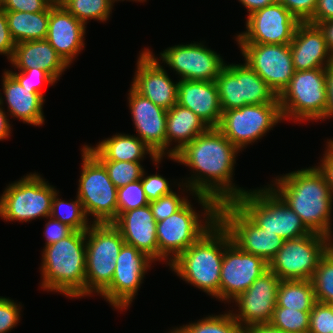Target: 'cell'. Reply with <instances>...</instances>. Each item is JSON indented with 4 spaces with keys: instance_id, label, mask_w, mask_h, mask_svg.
<instances>
[{
    "instance_id": "cell-42",
    "label": "cell",
    "mask_w": 333,
    "mask_h": 333,
    "mask_svg": "<svg viewBox=\"0 0 333 333\" xmlns=\"http://www.w3.org/2000/svg\"><path fill=\"white\" fill-rule=\"evenodd\" d=\"M20 72H9L18 80V82L28 89H34L38 94L41 92L42 85H53L56 81L44 70L33 68L27 70H19Z\"/></svg>"
},
{
    "instance_id": "cell-1",
    "label": "cell",
    "mask_w": 333,
    "mask_h": 333,
    "mask_svg": "<svg viewBox=\"0 0 333 333\" xmlns=\"http://www.w3.org/2000/svg\"><path fill=\"white\" fill-rule=\"evenodd\" d=\"M239 151L217 128H209L171 159L189 166L195 173V177L191 175L190 180L184 183L186 190L192 191L193 196L205 195L221 204L234 202L247 192L231 181Z\"/></svg>"
},
{
    "instance_id": "cell-26",
    "label": "cell",
    "mask_w": 333,
    "mask_h": 333,
    "mask_svg": "<svg viewBox=\"0 0 333 333\" xmlns=\"http://www.w3.org/2000/svg\"><path fill=\"white\" fill-rule=\"evenodd\" d=\"M177 83V104L189 108L209 128H217L221 120L222 109L216 82L180 79Z\"/></svg>"
},
{
    "instance_id": "cell-50",
    "label": "cell",
    "mask_w": 333,
    "mask_h": 333,
    "mask_svg": "<svg viewBox=\"0 0 333 333\" xmlns=\"http://www.w3.org/2000/svg\"><path fill=\"white\" fill-rule=\"evenodd\" d=\"M327 143L328 148L326 149L323 156L324 158H322V162L318 167L324 173L333 196V146L329 142Z\"/></svg>"
},
{
    "instance_id": "cell-5",
    "label": "cell",
    "mask_w": 333,
    "mask_h": 333,
    "mask_svg": "<svg viewBox=\"0 0 333 333\" xmlns=\"http://www.w3.org/2000/svg\"><path fill=\"white\" fill-rule=\"evenodd\" d=\"M195 196L205 210L203 215V218H206L205 224H202L200 214L193 210V205L189 201L176 213L156 223L158 260H169L168 265L217 221L218 204L208 196L200 194Z\"/></svg>"
},
{
    "instance_id": "cell-11",
    "label": "cell",
    "mask_w": 333,
    "mask_h": 333,
    "mask_svg": "<svg viewBox=\"0 0 333 333\" xmlns=\"http://www.w3.org/2000/svg\"><path fill=\"white\" fill-rule=\"evenodd\" d=\"M331 239L311 233L284 240L280 250L268 263L269 270L280 280H311L320 259L333 246Z\"/></svg>"
},
{
    "instance_id": "cell-48",
    "label": "cell",
    "mask_w": 333,
    "mask_h": 333,
    "mask_svg": "<svg viewBox=\"0 0 333 333\" xmlns=\"http://www.w3.org/2000/svg\"><path fill=\"white\" fill-rule=\"evenodd\" d=\"M15 45L9 31L6 12L0 7V54H5L10 61Z\"/></svg>"
},
{
    "instance_id": "cell-35",
    "label": "cell",
    "mask_w": 333,
    "mask_h": 333,
    "mask_svg": "<svg viewBox=\"0 0 333 333\" xmlns=\"http://www.w3.org/2000/svg\"><path fill=\"white\" fill-rule=\"evenodd\" d=\"M76 198L75 201L66 202L58 198V193L56 192L53 196L50 216L67 224L75 231H86L91 226V223L88 225L83 205L80 199Z\"/></svg>"
},
{
    "instance_id": "cell-21",
    "label": "cell",
    "mask_w": 333,
    "mask_h": 333,
    "mask_svg": "<svg viewBox=\"0 0 333 333\" xmlns=\"http://www.w3.org/2000/svg\"><path fill=\"white\" fill-rule=\"evenodd\" d=\"M157 59L149 49L140 53L131 87L155 105L169 110L177 104L178 83L171 81Z\"/></svg>"
},
{
    "instance_id": "cell-34",
    "label": "cell",
    "mask_w": 333,
    "mask_h": 333,
    "mask_svg": "<svg viewBox=\"0 0 333 333\" xmlns=\"http://www.w3.org/2000/svg\"><path fill=\"white\" fill-rule=\"evenodd\" d=\"M232 311L224 315H212L176 328L170 333H244V328L235 320Z\"/></svg>"
},
{
    "instance_id": "cell-4",
    "label": "cell",
    "mask_w": 333,
    "mask_h": 333,
    "mask_svg": "<svg viewBox=\"0 0 333 333\" xmlns=\"http://www.w3.org/2000/svg\"><path fill=\"white\" fill-rule=\"evenodd\" d=\"M42 254L41 288L60 292L66 297H84L86 231H74L70 236L45 246Z\"/></svg>"
},
{
    "instance_id": "cell-19",
    "label": "cell",
    "mask_w": 333,
    "mask_h": 333,
    "mask_svg": "<svg viewBox=\"0 0 333 333\" xmlns=\"http://www.w3.org/2000/svg\"><path fill=\"white\" fill-rule=\"evenodd\" d=\"M268 270V263L261 257L246 253L231 242L224 249L220 273V300H234Z\"/></svg>"
},
{
    "instance_id": "cell-32",
    "label": "cell",
    "mask_w": 333,
    "mask_h": 333,
    "mask_svg": "<svg viewBox=\"0 0 333 333\" xmlns=\"http://www.w3.org/2000/svg\"><path fill=\"white\" fill-rule=\"evenodd\" d=\"M311 280H281L277 292L276 307L299 311H311L316 303Z\"/></svg>"
},
{
    "instance_id": "cell-23",
    "label": "cell",
    "mask_w": 333,
    "mask_h": 333,
    "mask_svg": "<svg viewBox=\"0 0 333 333\" xmlns=\"http://www.w3.org/2000/svg\"><path fill=\"white\" fill-rule=\"evenodd\" d=\"M86 26L55 2L49 11L46 40L69 66L84 47Z\"/></svg>"
},
{
    "instance_id": "cell-41",
    "label": "cell",
    "mask_w": 333,
    "mask_h": 333,
    "mask_svg": "<svg viewBox=\"0 0 333 333\" xmlns=\"http://www.w3.org/2000/svg\"><path fill=\"white\" fill-rule=\"evenodd\" d=\"M179 196L180 195H177L175 192H172L168 195L161 196L157 200L149 202L151 212L157 222L176 213L188 202L187 198Z\"/></svg>"
},
{
    "instance_id": "cell-27",
    "label": "cell",
    "mask_w": 333,
    "mask_h": 333,
    "mask_svg": "<svg viewBox=\"0 0 333 333\" xmlns=\"http://www.w3.org/2000/svg\"><path fill=\"white\" fill-rule=\"evenodd\" d=\"M10 62L19 70H44L55 81L69 67L46 39L16 43Z\"/></svg>"
},
{
    "instance_id": "cell-20",
    "label": "cell",
    "mask_w": 333,
    "mask_h": 333,
    "mask_svg": "<svg viewBox=\"0 0 333 333\" xmlns=\"http://www.w3.org/2000/svg\"><path fill=\"white\" fill-rule=\"evenodd\" d=\"M280 281L275 273L268 270L234 299L240 311L232 315L244 329L271 322Z\"/></svg>"
},
{
    "instance_id": "cell-25",
    "label": "cell",
    "mask_w": 333,
    "mask_h": 333,
    "mask_svg": "<svg viewBox=\"0 0 333 333\" xmlns=\"http://www.w3.org/2000/svg\"><path fill=\"white\" fill-rule=\"evenodd\" d=\"M156 223L149 204L123 212L112 224L120 231L126 244L158 260Z\"/></svg>"
},
{
    "instance_id": "cell-44",
    "label": "cell",
    "mask_w": 333,
    "mask_h": 333,
    "mask_svg": "<svg viewBox=\"0 0 333 333\" xmlns=\"http://www.w3.org/2000/svg\"><path fill=\"white\" fill-rule=\"evenodd\" d=\"M142 175L141 183L144 189L145 196L149 202L153 200H157L161 196L168 195L172 193V189H170L169 182L166 178H163L159 174H154L150 176Z\"/></svg>"
},
{
    "instance_id": "cell-9",
    "label": "cell",
    "mask_w": 333,
    "mask_h": 333,
    "mask_svg": "<svg viewBox=\"0 0 333 333\" xmlns=\"http://www.w3.org/2000/svg\"><path fill=\"white\" fill-rule=\"evenodd\" d=\"M82 172L77 197L93 223H113L117 219V187L109 178L104 165L84 146Z\"/></svg>"
},
{
    "instance_id": "cell-14",
    "label": "cell",
    "mask_w": 333,
    "mask_h": 333,
    "mask_svg": "<svg viewBox=\"0 0 333 333\" xmlns=\"http://www.w3.org/2000/svg\"><path fill=\"white\" fill-rule=\"evenodd\" d=\"M217 220L242 251L269 263L282 247L283 238L258 227L234 202L218 204Z\"/></svg>"
},
{
    "instance_id": "cell-18",
    "label": "cell",
    "mask_w": 333,
    "mask_h": 333,
    "mask_svg": "<svg viewBox=\"0 0 333 333\" xmlns=\"http://www.w3.org/2000/svg\"><path fill=\"white\" fill-rule=\"evenodd\" d=\"M160 57L183 80L215 81L226 66L219 54L201 43L169 47Z\"/></svg>"
},
{
    "instance_id": "cell-45",
    "label": "cell",
    "mask_w": 333,
    "mask_h": 333,
    "mask_svg": "<svg viewBox=\"0 0 333 333\" xmlns=\"http://www.w3.org/2000/svg\"><path fill=\"white\" fill-rule=\"evenodd\" d=\"M20 306L13 300L0 297V333L11 331L20 320Z\"/></svg>"
},
{
    "instance_id": "cell-54",
    "label": "cell",
    "mask_w": 333,
    "mask_h": 333,
    "mask_svg": "<svg viewBox=\"0 0 333 333\" xmlns=\"http://www.w3.org/2000/svg\"><path fill=\"white\" fill-rule=\"evenodd\" d=\"M3 104L2 96L0 97V140L6 139L10 135L11 127L6 113L1 105Z\"/></svg>"
},
{
    "instance_id": "cell-39",
    "label": "cell",
    "mask_w": 333,
    "mask_h": 333,
    "mask_svg": "<svg viewBox=\"0 0 333 333\" xmlns=\"http://www.w3.org/2000/svg\"><path fill=\"white\" fill-rule=\"evenodd\" d=\"M147 200L141 179L117 188V218L131 209L147 206Z\"/></svg>"
},
{
    "instance_id": "cell-15",
    "label": "cell",
    "mask_w": 333,
    "mask_h": 333,
    "mask_svg": "<svg viewBox=\"0 0 333 333\" xmlns=\"http://www.w3.org/2000/svg\"><path fill=\"white\" fill-rule=\"evenodd\" d=\"M301 22L285 6L276 2L248 15L246 31L238 44H290Z\"/></svg>"
},
{
    "instance_id": "cell-24",
    "label": "cell",
    "mask_w": 333,
    "mask_h": 333,
    "mask_svg": "<svg viewBox=\"0 0 333 333\" xmlns=\"http://www.w3.org/2000/svg\"><path fill=\"white\" fill-rule=\"evenodd\" d=\"M289 46L295 71L326 68L333 62V53L318 25L301 22Z\"/></svg>"
},
{
    "instance_id": "cell-7",
    "label": "cell",
    "mask_w": 333,
    "mask_h": 333,
    "mask_svg": "<svg viewBox=\"0 0 333 333\" xmlns=\"http://www.w3.org/2000/svg\"><path fill=\"white\" fill-rule=\"evenodd\" d=\"M125 243L112 223L95 224L86 230L85 296L101 294L112 281L119 252Z\"/></svg>"
},
{
    "instance_id": "cell-17",
    "label": "cell",
    "mask_w": 333,
    "mask_h": 333,
    "mask_svg": "<svg viewBox=\"0 0 333 333\" xmlns=\"http://www.w3.org/2000/svg\"><path fill=\"white\" fill-rule=\"evenodd\" d=\"M152 262L145 253L124 243L116 260L111 284L100 295L116 309H126L136 296Z\"/></svg>"
},
{
    "instance_id": "cell-3",
    "label": "cell",
    "mask_w": 333,
    "mask_h": 333,
    "mask_svg": "<svg viewBox=\"0 0 333 333\" xmlns=\"http://www.w3.org/2000/svg\"><path fill=\"white\" fill-rule=\"evenodd\" d=\"M231 242L229 233L217 220L169 266L182 280L220 299V273L224 249Z\"/></svg>"
},
{
    "instance_id": "cell-56",
    "label": "cell",
    "mask_w": 333,
    "mask_h": 333,
    "mask_svg": "<svg viewBox=\"0 0 333 333\" xmlns=\"http://www.w3.org/2000/svg\"><path fill=\"white\" fill-rule=\"evenodd\" d=\"M123 1H124V0H123ZM132 1H133V0H132ZM134 1H140V2L142 1V2H143V1H146V0H134Z\"/></svg>"
},
{
    "instance_id": "cell-43",
    "label": "cell",
    "mask_w": 333,
    "mask_h": 333,
    "mask_svg": "<svg viewBox=\"0 0 333 333\" xmlns=\"http://www.w3.org/2000/svg\"><path fill=\"white\" fill-rule=\"evenodd\" d=\"M55 0H0V7L5 11L37 13L50 11Z\"/></svg>"
},
{
    "instance_id": "cell-31",
    "label": "cell",
    "mask_w": 333,
    "mask_h": 333,
    "mask_svg": "<svg viewBox=\"0 0 333 333\" xmlns=\"http://www.w3.org/2000/svg\"><path fill=\"white\" fill-rule=\"evenodd\" d=\"M5 12L9 31L15 43L46 39L49 26V11L37 13Z\"/></svg>"
},
{
    "instance_id": "cell-46",
    "label": "cell",
    "mask_w": 333,
    "mask_h": 333,
    "mask_svg": "<svg viewBox=\"0 0 333 333\" xmlns=\"http://www.w3.org/2000/svg\"><path fill=\"white\" fill-rule=\"evenodd\" d=\"M300 22H307L314 14L317 0H277Z\"/></svg>"
},
{
    "instance_id": "cell-51",
    "label": "cell",
    "mask_w": 333,
    "mask_h": 333,
    "mask_svg": "<svg viewBox=\"0 0 333 333\" xmlns=\"http://www.w3.org/2000/svg\"><path fill=\"white\" fill-rule=\"evenodd\" d=\"M327 86V108L324 119L333 116V62L325 68Z\"/></svg>"
},
{
    "instance_id": "cell-28",
    "label": "cell",
    "mask_w": 333,
    "mask_h": 333,
    "mask_svg": "<svg viewBox=\"0 0 333 333\" xmlns=\"http://www.w3.org/2000/svg\"><path fill=\"white\" fill-rule=\"evenodd\" d=\"M3 75V93L11 117H16L30 125H42L44 96L34 89L23 87L8 70Z\"/></svg>"
},
{
    "instance_id": "cell-36",
    "label": "cell",
    "mask_w": 333,
    "mask_h": 333,
    "mask_svg": "<svg viewBox=\"0 0 333 333\" xmlns=\"http://www.w3.org/2000/svg\"><path fill=\"white\" fill-rule=\"evenodd\" d=\"M311 282L316 301L333 305V246L320 259Z\"/></svg>"
},
{
    "instance_id": "cell-16",
    "label": "cell",
    "mask_w": 333,
    "mask_h": 333,
    "mask_svg": "<svg viewBox=\"0 0 333 333\" xmlns=\"http://www.w3.org/2000/svg\"><path fill=\"white\" fill-rule=\"evenodd\" d=\"M247 63L279 96L295 69L289 44H238Z\"/></svg>"
},
{
    "instance_id": "cell-29",
    "label": "cell",
    "mask_w": 333,
    "mask_h": 333,
    "mask_svg": "<svg viewBox=\"0 0 333 333\" xmlns=\"http://www.w3.org/2000/svg\"><path fill=\"white\" fill-rule=\"evenodd\" d=\"M209 127L189 108L179 104L167 110L166 119V151L172 141L178 145L169 149L168 157H173L185 145L192 142L198 135L207 131ZM174 139V140H173Z\"/></svg>"
},
{
    "instance_id": "cell-10",
    "label": "cell",
    "mask_w": 333,
    "mask_h": 333,
    "mask_svg": "<svg viewBox=\"0 0 333 333\" xmlns=\"http://www.w3.org/2000/svg\"><path fill=\"white\" fill-rule=\"evenodd\" d=\"M44 180L37 173H30L9 184L0 197V217L5 221L21 222L37 217L48 218L57 190Z\"/></svg>"
},
{
    "instance_id": "cell-8",
    "label": "cell",
    "mask_w": 333,
    "mask_h": 333,
    "mask_svg": "<svg viewBox=\"0 0 333 333\" xmlns=\"http://www.w3.org/2000/svg\"><path fill=\"white\" fill-rule=\"evenodd\" d=\"M278 100L285 120H323L327 108L325 68L295 71Z\"/></svg>"
},
{
    "instance_id": "cell-37",
    "label": "cell",
    "mask_w": 333,
    "mask_h": 333,
    "mask_svg": "<svg viewBox=\"0 0 333 333\" xmlns=\"http://www.w3.org/2000/svg\"><path fill=\"white\" fill-rule=\"evenodd\" d=\"M310 311H299L285 307H275L271 324L289 333L309 332Z\"/></svg>"
},
{
    "instance_id": "cell-52",
    "label": "cell",
    "mask_w": 333,
    "mask_h": 333,
    "mask_svg": "<svg viewBox=\"0 0 333 333\" xmlns=\"http://www.w3.org/2000/svg\"><path fill=\"white\" fill-rule=\"evenodd\" d=\"M244 333H289L274 327L271 323L254 324L244 329Z\"/></svg>"
},
{
    "instance_id": "cell-2",
    "label": "cell",
    "mask_w": 333,
    "mask_h": 333,
    "mask_svg": "<svg viewBox=\"0 0 333 333\" xmlns=\"http://www.w3.org/2000/svg\"><path fill=\"white\" fill-rule=\"evenodd\" d=\"M274 182L275 185L269 187L301 218L311 233L333 237L330 225L333 196L319 167L293 171Z\"/></svg>"
},
{
    "instance_id": "cell-55",
    "label": "cell",
    "mask_w": 333,
    "mask_h": 333,
    "mask_svg": "<svg viewBox=\"0 0 333 333\" xmlns=\"http://www.w3.org/2000/svg\"><path fill=\"white\" fill-rule=\"evenodd\" d=\"M325 35V40L330 51L333 53V19L318 24Z\"/></svg>"
},
{
    "instance_id": "cell-13",
    "label": "cell",
    "mask_w": 333,
    "mask_h": 333,
    "mask_svg": "<svg viewBox=\"0 0 333 333\" xmlns=\"http://www.w3.org/2000/svg\"><path fill=\"white\" fill-rule=\"evenodd\" d=\"M283 120L280 104H248L222 111L217 129L239 150L254 143Z\"/></svg>"
},
{
    "instance_id": "cell-22",
    "label": "cell",
    "mask_w": 333,
    "mask_h": 333,
    "mask_svg": "<svg viewBox=\"0 0 333 333\" xmlns=\"http://www.w3.org/2000/svg\"><path fill=\"white\" fill-rule=\"evenodd\" d=\"M129 107L140 138L158 157L166 155L167 110L130 88Z\"/></svg>"
},
{
    "instance_id": "cell-53",
    "label": "cell",
    "mask_w": 333,
    "mask_h": 333,
    "mask_svg": "<svg viewBox=\"0 0 333 333\" xmlns=\"http://www.w3.org/2000/svg\"><path fill=\"white\" fill-rule=\"evenodd\" d=\"M242 5L247 8L249 15L253 12L260 10L266 6L272 5L277 2V0H239Z\"/></svg>"
},
{
    "instance_id": "cell-40",
    "label": "cell",
    "mask_w": 333,
    "mask_h": 333,
    "mask_svg": "<svg viewBox=\"0 0 333 333\" xmlns=\"http://www.w3.org/2000/svg\"><path fill=\"white\" fill-rule=\"evenodd\" d=\"M308 333H333V305L316 302L310 311Z\"/></svg>"
},
{
    "instance_id": "cell-30",
    "label": "cell",
    "mask_w": 333,
    "mask_h": 333,
    "mask_svg": "<svg viewBox=\"0 0 333 333\" xmlns=\"http://www.w3.org/2000/svg\"><path fill=\"white\" fill-rule=\"evenodd\" d=\"M85 147L98 160L140 162L145 154L158 164L163 157H158L138 136L116 134L102 140L96 147ZM143 158V159H142Z\"/></svg>"
},
{
    "instance_id": "cell-33",
    "label": "cell",
    "mask_w": 333,
    "mask_h": 333,
    "mask_svg": "<svg viewBox=\"0 0 333 333\" xmlns=\"http://www.w3.org/2000/svg\"><path fill=\"white\" fill-rule=\"evenodd\" d=\"M115 1L117 0H56L84 25L89 19L102 22L108 20Z\"/></svg>"
},
{
    "instance_id": "cell-47",
    "label": "cell",
    "mask_w": 333,
    "mask_h": 333,
    "mask_svg": "<svg viewBox=\"0 0 333 333\" xmlns=\"http://www.w3.org/2000/svg\"><path fill=\"white\" fill-rule=\"evenodd\" d=\"M50 220L46 223V228L44 236H46V245H52L61 239L70 236L75 230L69 227L67 224L52 218L49 216Z\"/></svg>"
},
{
    "instance_id": "cell-6",
    "label": "cell",
    "mask_w": 333,
    "mask_h": 333,
    "mask_svg": "<svg viewBox=\"0 0 333 333\" xmlns=\"http://www.w3.org/2000/svg\"><path fill=\"white\" fill-rule=\"evenodd\" d=\"M234 203L260 228L283 240L311 234L301 218L268 186L249 190Z\"/></svg>"
},
{
    "instance_id": "cell-38",
    "label": "cell",
    "mask_w": 333,
    "mask_h": 333,
    "mask_svg": "<svg viewBox=\"0 0 333 333\" xmlns=\"http://www.w3.org/2000/svg\"><path fill=\"white\" fill-rule=\"evenodd\" d=\"M106 168L109 178L117 187H123L142 178L144 168L140 162L99 160Z\"/></svg>"
},
{
    "instance_id": "cell-49",
    "label": "cell",
    "mask_w": 333,
    "mask_h": 333,
    "mask_svg": "<svg viewBox=\"0 0 333 333\" xmlns=\"http://www.w3.org/2000/svg\"><path fill=\"white\" fill-rule=\"evenodd\" d=\"M331 19H333V0H317L315 12L307 22L318 25Z\"/></svg>"
},
{
    "instance_id": "cell-12",
    "label": "cell",
    "mask_w": 333,
    "mask_h": 333,
    "mask_svg": "<svg viewBox=\"0 0 333 333\" xmlns=\"http://www.w3.org/2000/svg\"><path fill=\"white\" fill-rule=\"evenodd\" d=\"M222 111L248 104L279 103L278 96L247 64H226L215 80Z\"/></svg>"
}]
</instances>
